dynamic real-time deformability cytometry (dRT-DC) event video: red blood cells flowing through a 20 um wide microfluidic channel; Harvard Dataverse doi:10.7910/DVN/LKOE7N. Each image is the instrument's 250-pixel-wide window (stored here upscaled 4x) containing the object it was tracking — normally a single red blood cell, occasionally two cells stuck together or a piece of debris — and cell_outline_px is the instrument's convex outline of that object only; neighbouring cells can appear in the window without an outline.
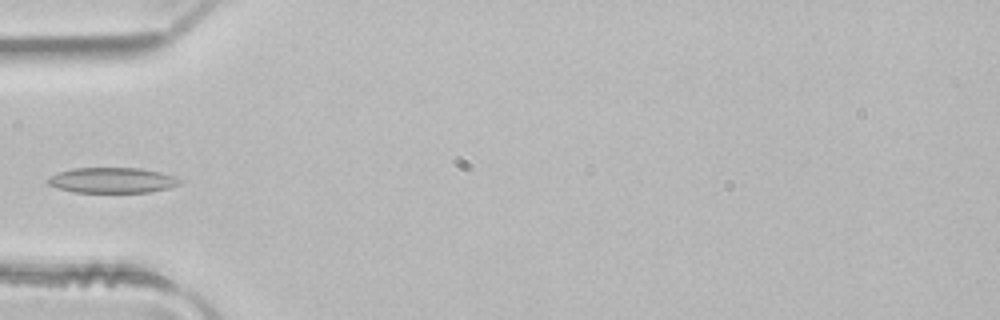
{"species": "common noctule bat (a hibernating species)", "species_latin": "Nyctalus noctula", "temperature_condition": "room temperature", "stored_images_in_passage": 4, "camera_frame_rate_fps": 3000, "um_per_image_px": 0.085, "animal": {"sex": "male", "body_mass_g": 21.5, "forearm_length_mm": 52.0}, "frame": {"image": 1, "passage_image": 4, "time_ms": 1.0, "image_size_px": [1000, 320], "cell_outline_px": [[180, 184], [168, 188], [148, 192], [72, 192], [56, 188], [48, 184], [48, 176], [72, 168], [140, 168], [160, 172], [172, 176], [180, 180]], "centroid_in_image_um": [9.49, 15.32], "position_along_channel_um": 75.5, "area_um2": 19.42}}